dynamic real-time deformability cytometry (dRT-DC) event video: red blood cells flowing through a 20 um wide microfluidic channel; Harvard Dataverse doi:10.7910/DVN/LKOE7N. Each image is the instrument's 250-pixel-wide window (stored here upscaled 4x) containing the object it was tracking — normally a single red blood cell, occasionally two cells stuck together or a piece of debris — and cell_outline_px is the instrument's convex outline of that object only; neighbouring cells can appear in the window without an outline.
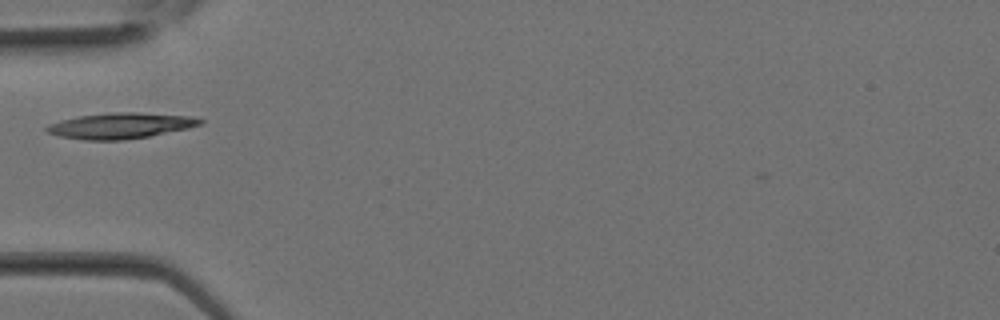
{"species": "Egyptian fruit bat (a non-hibernating species)", "species_latin": "Rousettus aegyptiacus", "temperature_condition": "room temperature", "stored_images_in_passage": 7, "camera_frame_rate_fps": 3000, "um_per_image_px": 0.085, "animal": {"sex": "female"}, "frame": {"image": 1, "passage_image": 1, "time_ms": 0.0, "image_size_px": [1000, 320], "cell_outline_px": [[204, 124], [188, 128], [148, 136], [124, 140], [84, 140], [60, 136], [48, 132], [44, 128], [48, 124], [80, 116], [116, 112], [140, 112], [192, 116], [204, 120]], "centroid_in_image_um": [10.29, 10.68], "position_along_channel_um": 74.7, "area_um2": 22.89}}